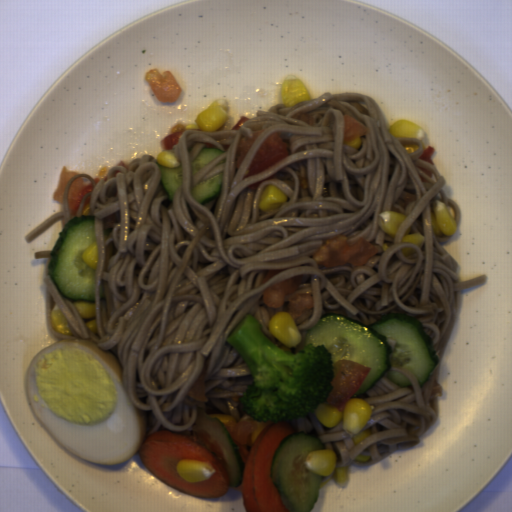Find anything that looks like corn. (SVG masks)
<instances>
[{
  "instance_id": "obj_13",
  "label": "corn",
  "mask_w": 512,
  "mask_h": 512,
  "mask_svg": "<svg viewBox=\"0 0 512 512\" xmlns=\"http://www.w3.org/2000/svg\"><path fill=\"white\" fill-rule=\"evenodd\" d=\"M98 255L99 249L96 241L94 240L91 245H89L82 254V259L87 267L94 270V273L97 270L98 265Z\"/></svg>"
},
{
  "instance_id": "obj_17",
  "label": "corn",
  "mask_w": 512,
  "mask_h": 512,
  "mask_svg": "<svg viewBox=\"0 0 512 512\" xmlns=\"http://www.w3.org/2000/svg\"><path fill=\"white\" fill-rule=\"evenodd\" d=\"M401 145L407 154L413 153L420 148L418 143H415V142H404L403 141Z\"/></svg>"
},
{
  "instance_id": "obj_8",
  "label": "corn",
  "mask_w": 512,
  "mask_h": 512,
  "mask_svg": "<svg viewBox=\"0 0 512 512\" xmlns=\"http://www.w3.org/2000/svg\"><path fill=\"white\" fill-rule=\"evenodd\" d=\"M287 195L276 186L265 187L258 203L261 212L274 211L286 201Z\"/></svg>"
},
{
  "instance_id": "obj_5",
  "label": "corn",
  "mask_w": 512,
  "mask_h": 512,
  "mask_svg": "<svg viewBox=\"0 0 512 512\" xmlns=\"http://www.w3.org/2000/svg\"><path fill=\"white\" fill-rule=\"evenodd\" d=\"M310 94L304 81L294 74H288L281 86L279 93V101L286 107H291L301 101L309 100Z\"/></svg>"
},
{
  "instance_id": "obj_12",
  "label": "corn",
  "mask_w": 512,
  "mask_h": 512,
  "mask_svg": "<svg viewBox=\"0 0 512 512\" xmlns=\"http://www.w3.org/2000/svg\"><path fill=\"white\" fill-rule=\"evenodd\" d=\"M50 319L52 327L57 334L72 336L73 332L71 330V327L61 310L55 308L52 311H50Z\"/></svg>"
},
{
  "instance_id": "obj_11",
  "label": "corn",
  "mask_w": 512,
  "mask_h": 512,
  "mask_svg": "<svg viewBox=\"0 0 512 512\" xmlns=\"http://www.w3.org/2000/svg\"><path fill=\"white\" fill-rule=\"evenodd\" d=\"M75 308L84 320L87 327L94 335H99L96 325L95 302H88L84 300L73 301Z\"/></svg>"
},
{
  "instance_id": "obj_19",
  "label": "corn",
  "mask_w": 512,
  "mask_h": 512,
  "mask_svg": "<svg viewBox=\"0 0 512 512\" xmlns=\"http://www.w3.org/2000/svg\"><path fill=\"white\" fill-rule=\"evenodd\" d=\"M361 143H362V138H361V137H359V138H357L356 140H354V141H352V142L346 143V145H347L348 147H351V148H355V149H356V148H359V147H360Z\"/></svg>"
},
{
  "instance_id": "obj_16",
  "label": "corn",
  "mask_w": 512,
  "mask_h": 512,
  "mask_svg": "<svg viewBox=\"0 0 512 512\" xmlns=\"http://www.w3.org/2000/svg\"><path fill=\"white\" fill-rule=\"evenodd\" d=\"M209 417H216L223 425L227 422H239L235 416L221 414V413H209Z\"/></svg>"
},
{
  "instance_id": "obj_10",
  "label": "corn",
  "mask_w": 512,
  "mask_h": 512,
  "mask_svg": "<svg viewBox=\"0 0 512 512\" xmlns=\"http://www.w3.org/2000/svg\"><path fill=\"white\" fill-rule=\"evenodd\" d=\"M406 215L397 211L379 212L377 217L378 226L384 233L397 235L398 230L406 219Z\"/></svg>"
},
{
  "instance_id": "obj_9",
  "label": "corn",
  "mask_w": 512,
  "mask_h": 512,
  "mask_svg": "<svg viewBox=\"0 0 512 512\" xmlns=\"http://www.w3.org/2000/svg\"><path fill=\"white\" fill-rule=\"evenodd\" d=\"M389 131L391 135L399 138L408 139H424L425 133L422 126L416 125L408 120H397L390 125Z\"/></svg>"
},
{
  "instance_id": "obj_2",
  "label": "corn",
  "mask_w": 512,
  "mask_h": 512,
  "mask_svg": "<svg viewBox=\"0 0 512 512\" xmlns=\"http://www.w3.org/2000/svg\"><path fill=\"white\" fill-rule=\"evenodd\" d=\"M306 469L320 477L330 476L337 484L346 483L349 480L347 466H337L335 451L320 449L308 452L304 457Z\"/></svg>"
},
{
  "instance_id": "obj_3",
  "label": "corn",
  "mask_w": 512,
  "mask_h": 512,
  "mask_svg": "<svg viewBox=\"0 0 512 512\" xmlns=\"http://www.w3.org/2000/svg\"><path fill=\"white\" fill-rule=\"evenodd\" d=\"M230 118L227 108L219 102H212L195 119L193 124L185 125V129L200 130V132L218 131Z\"/></svg>"
},
{
  "instance_id": "obj_18",
  "label": "corn",
  "mask_w": 512,
  "mask_h": 512,
  "mask_svg": "<svg viewBox=\"0 0 512 512\" xmlns=\"http://www.w3.org/2000/svg\"><path fill=\"white\" fill-rule=\"evenodd\" d=\"M271 422H265V423H262V424H257V428L255 430V433H254V437H253V440H252V445L254 444L255 440L257 439L258 435L260 434V432L265 428L267 427Z\"/></svg>"
},
{
  "instance_id": "obj_7",
  "label": "corn",
  "mask_w": 512,
  "mask_h": 512,
  "mask_svg": "<svg viewBox=\"0 0 512 512\" xmlns=\"http://www.w3.org/2000/svg\"><path fill=\"white\" fill-rule=\"evenodd\" d=\"M176 472L187 482H199L211 478L215 469L207 462L182 459L175 465Z\"/></svg>"
},
{
  "instance_id": "obj_6",
  "label": "corn",
  "mask_w": 512,
  "mask_h": 512,
  "mask_svg": "<svg viewBox=\"0 0 512 512\" xmlns=\"http://www.w3.org/2000/svg\"><path fill=\"white\" fill-rule=\"evenodd\" d=\"M431 218L432 229L437 236L450 237L457 232L455 220L443 201L432 203Z\"/></svg>"
},
{
  "instance_id": "obj_15",
  "label": "corn",
  "mask_w": 512,
  "mask_h": 512,
  "mask_svg": "<svg viewBox=\"0 0 512 512\" xmlns=\"http://www.w3.org/2000/svg\"><path fill=\"white\" fill-rule=\"evenodd\" d=\"M403 242H412L413 244H415L417 247H419L422 250L423 244H424V237H423L422 233L418 232V231L413 232V233H408L405 236H403L402 243Z\"/></svg>"
},
{
  "instance_id": "obj_20",
  "label": "corn",
  "mask_w": 512,
  "mask_h": 512,
  "mask_svg": "<svg viewBox=\"0 0 512 512\" xmlns=\"http://www.w3.org/2000/svg\"><path fill=\"white\" fill-rule=\"evenodd\" d=\"M371 456L358 454L353 460L355 462H368Z\"/></svg>"
},
{
  "instance_id": "obj_4",
  "label": "corn",
  "mask_w": 512,
  "mask_h": 512,
  "mask_svg": "<svg viewBox=\"0 0 512 512\" xmlns=\"http://www.w3.org/2000/svg\"><path fill=\"white\" fill-rule=\"evenodd\" d=\"M267 327L273 337L286 346H294L300 340V331L287 311L276 312Z\"/></svg>"
},
{
  "instance_id": "obj_14",
  "label": "corn",
  "mask_w": 512,
  "mask_h": 512,
  "mask_svg": "<svg viewBox=\"0 0 512 512\" xmlns=\"http://www.w3.org/2000/svg\"><path fill=\"white\" fill-rule=\"evenodd\" d=\"M156 161L158 164L168 167V168H178L180 166V162L177 157H175L169 151H163L156 155Z\"/></svg>"
},
{
  "instance_id": "obj_21",
  "label": "corn",
  "mask_w": 512,
  "mask_h": 512,
  "mask_svg": "<svg viewBox=\"0 0 512 512\" xmlns=\"http://www.w3.org/2000/svg\"><path fill=\"white\" fill-rule=\"evenodd\" d=\"M82 217H91V205L89 203L86 204L82 213Z\"/></svg>"
},
{
  "instance_id": "obj_1",
  "label": "corn",
  "mask_w": 512,
  "mask_h": 512,
  "mask_svg": "<svg viewBox=\"0 0 512 512\" xmlns=\"http://www.w3.org/2000/svg\"><path fill=\"white\" fill-rule=\"evenodd\" d=\"M373 411L372 405L359 397L352 399L342 411L329 405L327 399L315 408L316 417L322 425L334 428L342 422L343 430L357 444L370 437V432L362 429L370 420Z\"/></svg>"
}]
</instances>
